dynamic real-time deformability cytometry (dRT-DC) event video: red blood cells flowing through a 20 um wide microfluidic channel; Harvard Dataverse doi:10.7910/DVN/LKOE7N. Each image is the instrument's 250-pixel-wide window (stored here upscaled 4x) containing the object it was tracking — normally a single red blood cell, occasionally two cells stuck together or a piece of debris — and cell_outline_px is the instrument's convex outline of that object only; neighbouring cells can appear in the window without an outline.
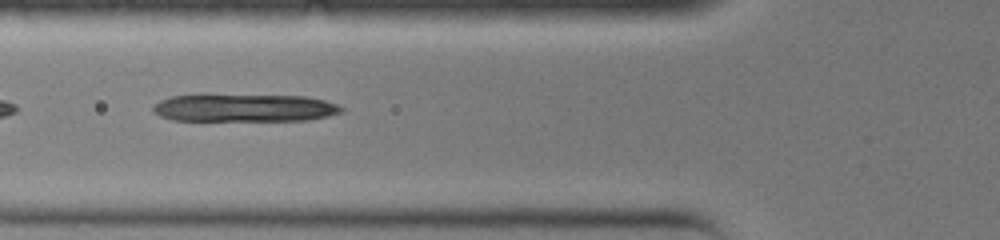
{"species": "common noctule bat (a hibernating species)", "species_latin": "Nyctalus noctula", "temperature_condition": "warm", "stored_images_in_passage": 11, "camera_frame_rate_fps": 3000, "um_per_image_px": 0.085, "animal": {"sex": "female", "body_mass_g": 19.0, "forearm_length_mm": 51.5}, "frame": {"image": 1, "passage_image": 10, "time_ms": 3.0, "image_size_px": [1000, 240], "cell_outline_px": [[344, 108], [340, 112], [328, 116], [308, 120], [172, 120], [160, 116], [152, 112], [152, 108], [160, 100], [172, 96], [200, 92], [204, 92], [308, 96], [324, 100], [336, 104]], "centroid_in_image_um": [20.69, 9.11], "position_along_channel_um": 105.1, "area_um2": 31.73}}
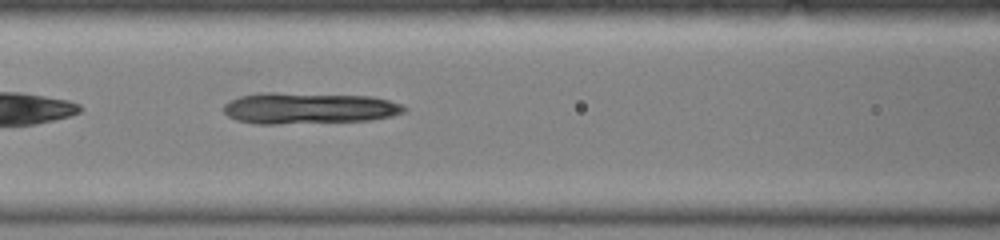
{"frame": {"image": 2, "passage_image": 11, "time_ms": 3.333, "image_size_px": [1000, 240], "cell_outline_px": [[408, 108], [404, 112], [392, 116], [372, 120], [276, 124], [256, 124], [236, 120], [228, 116], [224, 112], [224, 104], [228, 100], [240, 96], [260, 92], [276, 92], [372, 96], [388, 100], [400, 104]], "centroid_in_image_um": [26.22, 9.19], "position_along_channel_um": 140.4, "area_um2": 33.23}}